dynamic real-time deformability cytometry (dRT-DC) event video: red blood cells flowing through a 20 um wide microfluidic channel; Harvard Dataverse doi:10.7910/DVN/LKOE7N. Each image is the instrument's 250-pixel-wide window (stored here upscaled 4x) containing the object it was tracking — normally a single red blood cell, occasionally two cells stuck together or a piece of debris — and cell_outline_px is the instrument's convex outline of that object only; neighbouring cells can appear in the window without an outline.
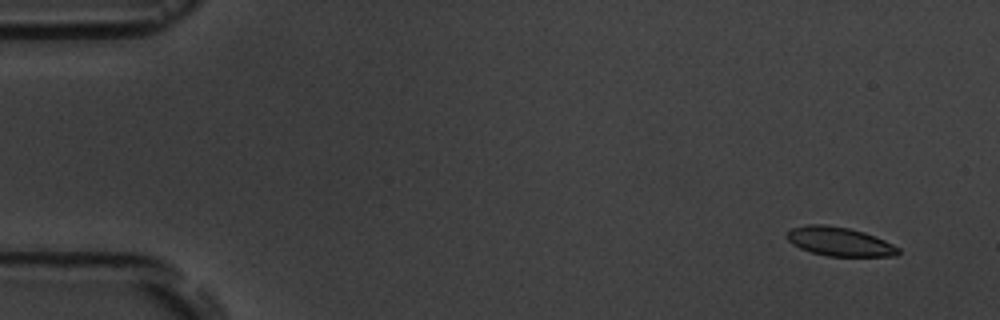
{"species": "common noctule bat (a hibernating species)", "species_latin": "Nyctalus noctula", "temperature_condition": "room temperature", "stored_images_in_passage": 4, "camera_frame_rate_fps": 3000, "um_per_image_px": 0.085, "animal": {"sex": "male", "body_mass_g": 19.5, "forearm_length_mm": 54.6}, "frame": {"image": 1, "passage_image": 1, "time_ms": 0.0, "image_size_px": [1000, 320], "cell_outline_px": [[900, 252], [896, 256], [828, 256], [812, 252], [800, 248], [792, 244], [784, 236], [792, 228], [808, 224], [824, 224], [848, 228], [864, 232], [876, 236], [900, 248]], "centroid_in_image_um": [71.35, 20.53], "position_along_channel_um": 13.6, "area_um2": 18.79}}
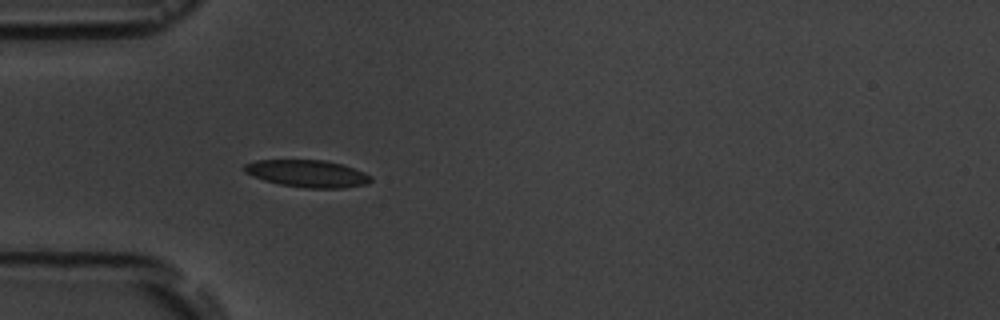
{"frame": {"image": 2, "passage_image": 4, "time_ms": 4.333, "image_size_px": [1000, 320], "cell_outline_px": [[372, 180], [368, 184], [344, 188], [304, 188], [280, 184], [264, 180], [252, 176], [244, 172], [244, 164], [256, 160], [324, 160], [340, 164], [364, 172], [372, 176]], "centroid_in_image_um": [26.13, 14.76], "position_along_channel_um": 58.9, "area_um2": 20.06}}